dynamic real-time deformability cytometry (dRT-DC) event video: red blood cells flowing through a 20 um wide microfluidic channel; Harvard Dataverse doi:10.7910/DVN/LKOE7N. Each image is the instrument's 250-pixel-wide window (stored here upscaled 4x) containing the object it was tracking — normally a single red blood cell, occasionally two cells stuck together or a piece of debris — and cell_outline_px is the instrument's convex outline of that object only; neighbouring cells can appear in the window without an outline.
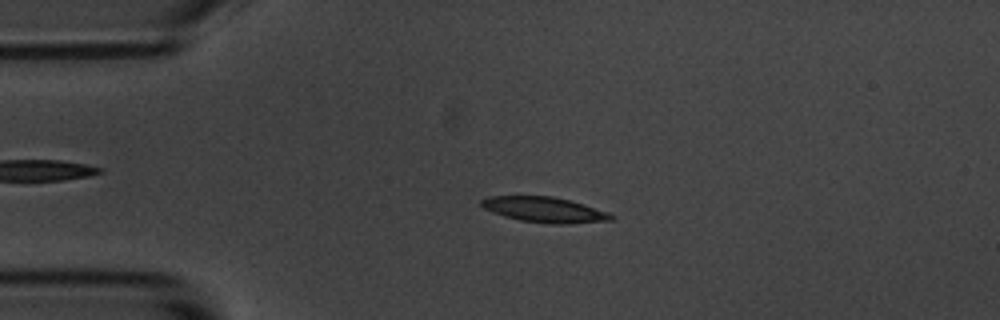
{"species": "common noctule bat (a hibernating species)", "species_latin": "Nyctalus noctula", "temperature_condition": "room temperature", "stored_images_in_passage": 5, "camera_frame_rate_fps": 3000, "um_per_image_px": 0.085, "animal": {"sex": "male", "body_mass_g": 20.1, "forearm_length_mm": 53.5}, "frame": {"image": 1, "passage_image": 3, "time_ms": 2.333, "image_size_px": [1000, 320], "cell_outline_px": [[616, 216], [612, 220], [568, 224], [548, 224], [520, 220], [504, 216], [492, 212], [484, 208], [480, 204], [480, 200], [488, 196], [552, 196], [584, 204], [608, 212]], "centroid_in_image_um": [46.28, 17.83], "position_along_channel_um": 38.7, "area_um2": 19.25}}
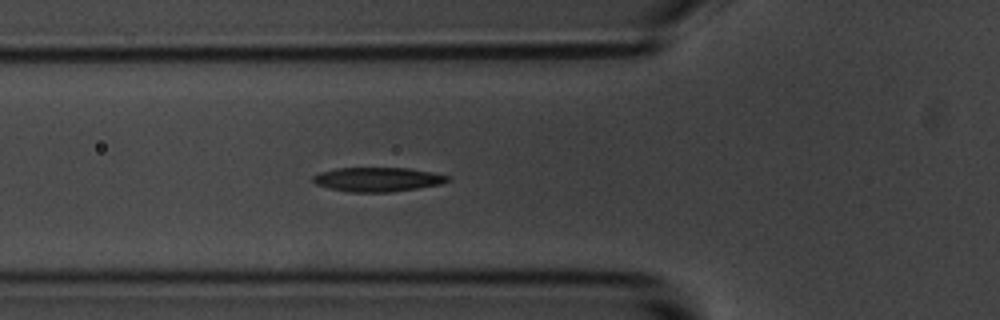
{"frame": {"image": 2, "passage_image": 5, "time_ms": 4.667, "image_size_px": [1000, 320], "cell_outline_px": [[452, 180], [440, 184], [420, 188], [392, 192], [348, 192], [328, 188], [316, 184], [312, 180], [312, 176], [320, 172], [336, 168], [408, 168], [432, 172], [452, 176]], "centroid_in_image_um": [32.13, 15.25], "position_along_channel_um": 93.7, "area_um2": 19.25}}